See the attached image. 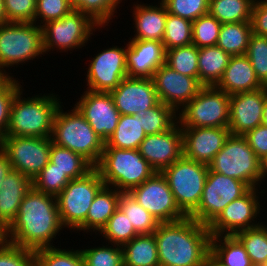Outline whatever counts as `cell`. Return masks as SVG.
<instances>
[{"mask_svg":"<svg viewBox=\"0 0 267 266\" xmlns=\"http://www.w3.org/2000/svg\"><path fill=\"white\" fill-rule=\"evenodd\" d=\"M61 222L56 196L32 189L24 196L15 220L7 228L8 242L33 251L55 247ZM52 242V243H51Z\"/></svg>","mask_w":267,"mask_h":266,"instance_id":"cell-1","label":"cell"},{"mask_svg":"<svg viewBox=\"0 0 267 266\" xmlns=\"http://www.w3.org/2000/svg\"><path fill=\"white\" fill-rule=\"evenodd\" d=\"M153 234L160 266H204L210 258L208 226L190 216L160 223Z\"/></svg>","mask_w":267,"mask_h":266,"instance_id":"cell-2","label":"cell"},{"mask_svg":"<svg viewBox=\"0 0 267 266\" xmlns=\"http://www.w3.org/2000/svg\"><path fill=\"white\" fill-rule=\"evenodd\" d=\"M23 91L21 88L12 101L6 136L51 137L55 115L63 103L59 95L48 93L25 98L21 96Z\"/></svg>","mask_w":267,"mask_h":266,"instance_id":"cell-3","label":"cell"},{"mask_svg":"<svg viewBox=\"0 0 267 266\" xmlns=\"http://www.w3.org/2000/svg\"><path fill=\"white\" fill-rule=\"evenodd\" d=\"M95 168L106 186L114 187L122 193H129L156 173L138 149L116 147H104Z\"/></svg>","mask_w":267,"mask_h":266,"instance_id":"cell-4","label":"cell"},{"mask_svg":"<svg viewBox=\"0 0 267 266\" xmlns=\"http://www.w3.org/2000/svg\"><path fill=\"white\" fill-rule=\"evenodd\" d=\"M64 112L60 105L54 119V144L82 155L94 167L99 163L105 142L94 132L85 117L74 106Z\"/></svg>","mask_w":267,"mask_h":266,"instance_id":"cell-5","label":"cell"},{"mask_svg":"<svg viewBox=\"0 0 267 266\" xmlns=\"http://www.w3.org/2000/svg\"><path fill=\"white\" fill-rule=\"evenodd\" d=\"M43 31L35 22H7L0 25V74L6 69L44 55ZM5 68V69H4Z\"/></svg>","mask_w":267,"mask_h":266,"instance_id":"cell-6","label":"cell"},{"mask_svg":"<svg viewBox=\"0 0 267 266\" xmlns=\"http://www.w3.org/2000/svg\"><path fill=\"white\" fill-rule=\"evenodd\" d=\"M208 169L247 183L251 188H259L260 161L242 135L230 134Z\"/></svg>","mask_w":267,"mask_h":266,"instance_id":"cell-7","label":"cell"},{"mask_svg":"<svg viewBox=\"0 0 267 266\" xmlns=\"http://www.w3.org/2000/svg\"><path fill=\"white\" fill-rule=\"evenodd\" d=\"M208 165L181 156L161 173L166 177L179 209L190 216L199 206Z\"/></svg>","mask_w":267,"mask_h":266,"instance_id":"cell-8","label":"cell"},{"mask_svg":"<svg viewBox=\"0 0 267 266\" xmlns=\"http://www.w3.org/2000/svg\"><path fill=\"white\" fill-rule=\"evenodd\" d=\"M104 185L95 167L83 177L68 182L56 196L60 219L64 227L74 231L86 220L95 195Z\"/></svg>","mask_w":267,"mask_h":266,"instance_id":"cell-9","label":"cell"},{"mask_svg":"<svg viewBox=\"0 0 267 266\" xmlns=\"http://www.w3.org/2000/svg\"><path fill=\"white\" fill-rule=\"evenodd\" d=\"M230 95L216 86H203L178 113L181 128L228 127Z\"/></svg>","mask_w":267,"mask_h":266,"instance_id":"cell-10","label":"cell"},{"mask_svg":"<svg viewBox=\"0 0 267 266\" xmlns=\"http://www.w3.org/2000/svg\"><path fill=\"white\" fill-rule=\"evenodd\" d=\"M100 28L88 15L73 9L64 17L47 22L42 26L45 54L57 48L60 51L84 47L96 28Z\"/></svg>","mask_w":267,"mask_h":266,"instance_id":"cell-11","label":"cell"},{"mask_svg":"<svg viewBox=\"0 0 267 266\" xmlns=\"http://www.w3.org/2000/svg\"><path fill=\"white\" fill-rule=\"evenodd\" d=\"M250 189L247 183L209 170L199 206L190 217L209 226L227 205Z\"/></svg>","mask_w":267,"mask_h":266,"instance_id":"cell-12","label":"cell"},{"mask_svg":"<svg viewBox=\"0 0 267 266\" xmlns=\"http://www.w3.org/2000/svg\"><path fill=\"white\" fill-rule=\"evenodd\" d=\"M51 137L5 136L1 150L8 156L12 169L32 181L50 161Z\"/></svg>","mask_w":267,"mask_h":266,"instance_id":"cell-13","label":"cell"},{"mask_svg":"<svg viewBox=\"0 0 267 266\" xmlns=\"http://www.w3.org/2000/svg\"><path fill=\"white\" fill-rule=\"evenodd\" d=\"M129 194L159 223L173 222L186 217L177 206L166 177L161 172L154 173Z\"/></svg>","mask_w":267,"mask_h":266,"instance_id":"cell-14","label":"cell"},{"mask_svg":"<svg viewBox=\"0 0 267 266\" xmlns=\"http://www.w3.org/2000/svg\"><path fill=\"white\" fill-rule=\"evenodd\" d=\"M258 191V188H251L245 195L227 205L208 226L211 236L235 235L240 231L261 225L263 222L257 223L255 220L262 209L258 196L266 191L264 189L261 192Z\"/></svg>","mask_w":267,"mask_h":266,"instance_id":"cell-15","label":"cell"},{"mask_svg":"<svg viewBox=\"0 0 267 266\" xmlns=\"http://www.w3.org/2000/svg\"><path fill=\"white\" fill-rule=\"evenodd\" d=\"M125 47L112 46L92 57L87 70V90L110 92L128 77Z\"/></svg>","mask_w":267,"mask_h":266,"instance_id":"cell-16","label":"cell"},{"mask_svg":"<svg viewBox=\"0 0 267 266\" xmlns=\"http://www.w3.org/2000/svg\"><path fill=\"white\" fill-rule=\"evenodd\" d=\"M152 79L159 101L172 107L177 113L203 87L196 78L183 75L165 63L154 72Z\"/></svg>","mask_w":267,"mask_h":266,"instance_id":"cell-17","label":"cell"},{"mask_svg":"<svg viewBox=\"0 0 267 266\" xmlns=\"http://www.w3.org/2000/svg\"><path fill=\"white\" fill-rule=\"evenodd\" d=\"M75 107L104 142L114 133L121 114L115 107L109 92H94L86 89Z\"/></svg>","mask_w":267,"mask_h":266,"instance_id":"cell-18","label":"cell"},{"mask_svg":"<svg viewBox=\"0 0 267 266\" xmlns=\"http://www.w3.org/2000/svg\"><path fill=\"white\" fill-rule=\"evenodd\" d=\"M267 86L260 89L230 95V120L232 135H245L261 125Z\"/></svg>","mask_w":267,"mask_h":266,"instance_id":"cell-19","label":"cell"},{"mask_svg":"<svg viewBox=\"0 0 267 266\" xmlns=\"http://www.w3.org/2000/svg\"><path fill=\"white\" fill-rule=\"evenodd\" d=\"M138 151L156 172H162L183 155L181 125L177 122L164 133L146 135Z\"/></svg>","mask_w":267,"mask_h":266,"instance_id":"cell-20","label":"cell"},{"mask_svg":"<svg viewBox=\"0 0 267 266\" xmlns=\"http://www.w3.org/2000/svg\"><path fill=\"white\" fill-rule=\"evenodd\" d=\"M109 93L121 115L137 114L159 102L152 78L126 77Z\"/></svg>","mask_w":267,"mask_h":266,"instance_id":"cell-21","label":"cell"},{"mask_svg":"<svg viewBox=\"0 0 267 266\" xmlns=\"http://www.w3.org/2000/svg\"><path fill=\"white\" fill-rule=\"evenodd\" d=\"M183 156L208 165L230 136L228 127L181 128Z\"/></svg>","mask_w":267,"mask_h":266,"instance_id":"cell-22","label":"cell"},{"mask_svg":"<svg viewBox=\"0 0 267 266\" xmlns=\"http://www.w3.org/2000/svg\"><path fill=\"white\" fill-rule=\"evenodd\" d=\"M126 67L131 78H152L165 63L166 50L156 40H130L127 43Z\"/></svg>","mask_w":267,"mask_h":266,"instance_id":"cell-23","label":"cell"},{"mask_svg":"<svg viewBox=\"0 0 267 266\" xmlns=\"http://www.w3.org/2000/svg\"><path fill=\"white\" fill-rule=\"evenodd\" d=\"M216 87L232 95L257 90L264 85L258 80L249 58L243 54L230 57L222 79Z\"/></svg>","mask_w":267,"mask_h":266,"instance_id":"cell-24","label":"cell"},{"mask_svg":"<svg viewBox=\"0 0 267 266\" xmlns=\"http://www.w3.org/2000/svg\"><path fill=\"white\" fill-rule=\"evenodd\" d=\"M32 180L12 170L0 189V222L7 229L17 217L24 196L32 189Z\"/></svg>","mask_w":267,"mask_h":266,"instance_id":"cell-25","label":"cell"},{"mask_svg":"<svg viewBox=\"0 0 267 266\" xmlns=\"http://www.w3.org/2000/svg\"><path fill=\"white\" fill-rule=\"evenodd\" d=\"M160 2V3H159ZM159 5L134 4L133 21L136 32L130 40H156L162 42L165 33V24L167 18V9L159 1Z\"/></svg>","mask_w":267,"mask_h":266,"instance_id":"cell-26","label":"cell"},{"mask_svg":"<svg viewBox=\"0 0 267 266\" xmlns=\"http://www.w3.org/2000/svg\"><path fill=\"white\" fill-rule=\"evenodd\" d=\"M121 193L122 192H119L114 187L104 185L95 195L90 209L88 210L86 220L76 231L83 230L88 233V231L92 232L93 230L97 235L118 209Z\"/></svg>","mask_w":267,"mask_h":266,"instance_id":"cell-27","label":"cell"},{"mask_svg":"<svg viewBox=\"0 0 267 266\" xmlns=\"http://www.w3.org/2000/svg\"><path fill=\"white\" fill-rule=\"evenodd\" d=\"M230 55L220 47L198 49V81L203 86H216L228 66Z\"/></svg>","mask_w":267,"mask_h":266,"instance_id":"cell-28","label":"cell"},{"mask_svg":"<svg viewBox=\"0 0 267 266\" xmlns=\"http://www.w3.org/2000/svg\"><path fill=\"white\" fill-rule=\"evenodd\" d=\"M210 258L219 266H253L234 235L211 236Z\"/></svg>","mask_w":267,"mask_h":266,"instance_id":"cell-29","label":"cell"},{"mask_svg":"<svg viewBox=\"0 0 267 266\" xmlns=\"http://www.w3.org/2000/svg\"><path fill=\"white\" fill-rule=\"evenodd\" d=\"M143 115V110L134 115H121L114 133L105 142L104 147L138 149L146 138V133L141 127Z\"/></svg>","mask_w":267,"mask_h":266,"instance_id":"cell-30","label":"cell"},{"mask_svg":"<svg viewBox=\"0 0 267 266\" xmlns=\"http://www.w3.org/2000/svg\"><path fill=\"white\" fill-rule=\"evenodd\" d=\"M123 266H160L154 234H140L122 246Z\"/></svg>","mask_w":267,"mask_h":266,"instance_id":"cell-31","label":"cell"},{"mask_svg":"<svg viewBox=\"0 0 267 266\" xmlns=\"http://www.w3.org/2000/svg\"><path fill=\"white\" fill-rule=\"evenodd\" d=\"M251 34L250 21L224 23L219 31L217 46L230 56L243 55L247 51Z\"/></svg>","mask_w":267,"mask_h":266,"instance_id":"cell-32","label":"cell"},{"mask_svg":"<svg viewBox=\"0 0 267 266\" xmlns=\"http://www.w3.org/2000/svg\"><path fill=\"white\" fill-rule=\"evenodd\" d=\"M50 162L70 180L83 177L94 168L82 155L53 142L50 149Z\"/></svg>","mask_w":267,"mask_h":266,"instance_id":"cell-33","label":"cell"},{"mask_svg":"<svg viewBox=\"0 0 267 266\" xmlns=\"http://www.w3.org/2000/svg\"><path fill=\"white\" fill-rule=\"evenodd\" d=\"M255 0H209V13L222 24L251 20Z\"/></svg>","mask_w":267,"mask_h":266,"instance_id":"cell-34","label":"cell"},{"mask_svg":"<svg viewBox=\"0 0 267 266\" xmlns=\"http://www.w3.org/2000/svg\"><path fill=\"white\" fill-rule=\"evenodd\" d=\"M118 208L127 216L135 231L140 234H153L160 224L129 193H121Z\"/></svg>","mask_w":267,"mask_h":266,"instance_id":"cell-35","label":"cell"},{"mask_svg":"<svg viewBox=\"0 0 267 266\" xmlns=\"http://www.w3.org/2000/svg\"><path fill=\"white\" fill-rule=\"evenodd\" d=\"M243 245L253 266L267 261V224L246 229L234 235Z\"/></svg>","mask_w":267,"mask_h":266,"instance_id":"cell-36","label":"cell"},{"mask_svg":"<svg viewBox=\"0 0 267 266\" xmlns=\"http://www.w3.org/2000/svg\"><path fill=\"white\" fill-rule=\"evenodd\" d=\"M178 122V113L170 106L158 102L144 111L142 128L146 135L164 133Z\"/></svg>","mask_w":267,"mask_h":266,"instance_id":"cell-37","label":"cell"},{"mask_svg":"<svg viewBox=\"0 0 267 266\" xmlns=\"http://www.w3.org/2000/svg\"><path fill=\"white\" fill-rule=\"evenodd\" d=\"M70 6L88 15L101 28L108 26L122 0H68Z\"/></svg>","mask_w":267,"mask_h":266,"instance_id":"cell-38","label":"cell"},{"mask_svg":"<svg viewBox=\"0 0 267 266\" xmlns=\"http://www.w3.org/2000/svg\"><path fill=\"white\" fill-rule=\"evenodd\" d=\"M165 64L198 80V48L194 44L166 50Z\"/></svg>","mask_w":267,"mask_h":266,"instance_id":"cell-39","label":"cell"},{"mask_svg":"<svg viewBox=\"0 0 267 266\" xmlns=\"http://www.w3.org/2000/svg\"><path fill=\"white\" fill-rule=\"evenodd\" d=\"M34 266H84V260L80 249L49 247L34 251Z\"/></svg>","mask_w":267,"mask_h":266,"instance_id":"cell-40","label":"cell"},{"mask_svg":"<svg viewBox=\"0 0 267 266\" xmlns=\"http://www.w3.org/2000/svg\"><path fill=\"white\" fill-rule=\"evenodd\" d=\"M106 242L123 246L139 234L133 228L127 216L118 208L99 232Z\"/></svg>","mask_w":267,"mask_h":266,"instance_id":"cell-41","label":"cell"},{"mask_svg":"<svg viewBox=\"0 0 267 266\" xmlns=\"http://www.w3.org/2000/svg\"><path fill=\"white\" fill-rule=\"evenodd\" d=\"M162 43L165 50L192 44V21L167 13Z\"/></svg>","mask_w":267,"mask_h":266,"instance_id":"cell-42","label":"cell"},{"mask_svg":"<svg viewBox=\"0 0 267 266\" xmlns=\"http://www.w3.org/2000/svg\"><path fill=\"white\" fill-rule=\"evenodd\" d=\"M222 23L209 12L192 22V44L198 49L216 46Z\"/></svg>","mask_w":267,"mask_h":266,"instance_id":"cell-43","label":"cell"},{"mask_svg":"<svg viewBox=\"0 0 267 266\" xmlns=\"http://www.w3.org/2000/svg\"><path fill=\"white\" fill-rule=\"evenodd\" d=\"M111 245L80 249L84 266H123L122 246Z\"/></svg>","mask_w":267,"mask_h":266,"instance_id":"cell-44","label":"cell"},{"mask_svg":"<svg viewBox=\"0 0 267 266\" xmlns=\"http://www.w3.org/2000/svg\"><path fill=\"white\" fill-rule=\"evenodd\" d=\"M70 179L50 161L32 181L33 188L39 192L57 196Z\"/></svg>","mask_w":267,"mask_h":266,"instance_id":"cell-45","label":"cell"},{"mask_svg":"<svg viewBox=\"0 0 267 266\" xmlns=\"http://www.w3.org/2000/svg\"><path fill=\"white\" fill-rule=\"evenodd\" d=\"M245 55L249 58L258 80L267 86V37L252 33Z\"/></svg>","mask_w":267,"mask_h":266,"instance_id":"cell-46","label":"cell"},{"mask_svg":"<svg viewBox=\"0 0 267 266\" xmlns=\"http://www.w3.org/2000/svg\"><path fill=\"white\" fill-rule=\"evenodd\" d=\"M10 77L0 80V140L6 136L10 121V110L15 94L23 88L20 82Z\"/></svg>","mask_w":267,"mask_h":266,"instance_id":"cell-47","label":"cell"},{"mask_svg":"<svg viewBox=\"0 0 267 266\" xmlns=\"http://www.w3.org/2000/svg\"><path fill=\"white\" fill-rule=\"evenodd\" d=\"M167 12L194 21L209 12V0H161Z\"/></svg>","mask_w":267,"mask_h":266,"instance_id":"cell-48","label":"cell"},{"mask_svg":"<svg viewBox=\"0 0 267 266\" xmlns=\"http://www.w3.org/2000/svg\"><path fill=\"white\" fill-rule=\"evenodd\" d=\"M72 10L73 8L70 6L68 0H37L35 23L38 19L37 24L40 23L39 26L42 27L47 22L58 20L64 17Z\"/></svg>","mask_w":267,"mask_h":266,"instance_id":"cell-49","label":"cell"},{"mask_svg":"<svg viewBox=\"0 0 267 266\" xmlns=\"http://www.w3.org/2000/svg\"><path fill=\"white\" fill-rule=\"evenodd\" d=\"M0 266H34V251L7 241L0 245Z\"/></svg>","mask_w":267,"mask_h":266,"instance_id":"cell-50","label":"cell"},{"mask_svg":"<svg viewBox=\"0 0 267 266\" xmlns=\"http://www.w3.org/2000/svg\"><path fill=\"white\" fill-rule=\"evenodd\" d=\"M37 0H4L8 22H35Z\"/></svg>","mask_w":267,"mask_h":266,"instance_id":"cell-51","label":"cell"},{"mask_svg":"<svg viewBox=\"0 0 267 266\" xmlns=\"http://www.w3.org/2000/svg\"><path fill=\"white\" fill-rule=\"evenodd\" d=\"M250 22L252 33L267 37V0H255Z\"/></svg>","mask_w":267,"mask_h":266,"instance_id":"cell-52","label":"cell"},{"mask_svg":"<svg viewBox=\"0 0 267 266\" xmlns=\"http://www.w3.org/2000/svg\"><path fill=\"white\" fill-rule=\"evenodd\" d=\"M243 136L258 158L267 154V127L261 124Z\"/></svg>","mask_w":267,"mask_h":266,"instance_id":"cell-53","label":"cell"},{"mask_svg":"<svg viewBox=\"0 0 267 266\" xmlns=\"http://www.w3.org/2000/svg\"><path fill=\"white\" fill-rule=\"evenodd\" d=\"M12 170V165L9 162L8 156L0 148V189L3 180Z\"/></svg>","mask_w":267,"mask_h":266,"instance_id":"cell-54","label":"cell"},{"mask_svg":"<svg viewBox=\"0 0 267 266\" xmlns=\"http://www.w3.org/2000/svg\"><path fill=\"white\" fill-rule=\"evenodd\" d=\"M260 161V184L267 176V154L263 155L259 158Z\"/></svg>","mask_w":267,"mask_h":266,"instance_id":"cell-55","label":"cell"},{"mask_svg":"<svg viewBox=\"0 0 267 266\" xmlns=\"http://www.w3.org/2000/svg\"><path fill=\"white\" fill-rule=\"evenodd\" d=\"M7 241H8V239H7V229L0 222V245L6 243Z\"/></svg>","mask_w":267,"mask_h":266,"instance_id":"cell-56","label":"cell"},{"mask_svg":"<svg viewBox=\"0 0 267 266\" xmlns=\"http://www.w3.org/2000/svg\"><path fill=\"white\" fill-rule=\"evenodd\" d=\"M7 17L4 9V0H0V25L7 23Z\"/></svg>","mask_w":267,"mask_h":266,"instance_id":"cell-57","label":"cell"},{"mask_svg":"<svg viewBox=\"0 0 267 266\" xmlns=\"http://www.w3.org/2000/svg\"><path fill=\"white\" fill-rule=\"evenodd\" d=\"M261 124L267 127V97L265 98V101H264L263 116H262Z\"/></svg>","mask_w":267,"mask_h":266,"instance_id":"cell-58","label":"cell"},{"mask_svg":"<svg viewBox=\"0 0 267 266\" xmlns=\"http://www.w3.org/2000/svg\"><path fill=\"white\" fill-rule=\"evenodd\" d=\"M204 266H219V265H217L211 258H209Z\"/></svg>","mask_w":267,"mask_h":266,"instance_id":"cell-59","label":"cell"}]
</instances>
